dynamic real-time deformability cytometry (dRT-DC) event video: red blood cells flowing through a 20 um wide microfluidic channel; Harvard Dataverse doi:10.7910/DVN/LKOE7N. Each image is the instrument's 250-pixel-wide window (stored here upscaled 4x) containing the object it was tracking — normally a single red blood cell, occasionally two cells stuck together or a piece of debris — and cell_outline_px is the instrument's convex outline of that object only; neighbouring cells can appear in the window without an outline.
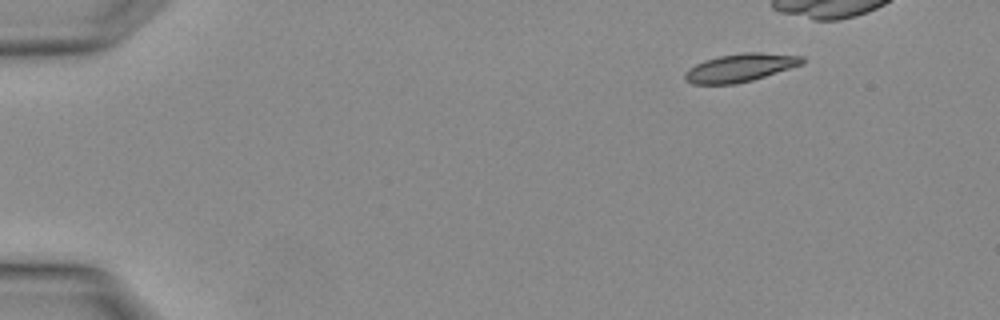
{"species": "Egyptian fruit bat (a non-hibernating species)", "species_latin": "Rousettus aegyptiacus", "temperature_condition": "warm", "stored_images_in_passage": 3, "camera_frame_rate_fps": 3000, "um_per_image_px": 0.085, "animal": {"sex": "female"}, "frame": {"image": 1, "passage_image": 1, "time_ms": 0.0, "image_size_px": [1000, 320], "cell_outline_px": [[804, 64], [752, 80], [736, 84], [692, 84], [684, 80], [684, 72], [688, 68], [704, 60], [720, 56], [744, 52], [760, 52], [804, 56]], "centroid_in_image_um": [62.91, 5.76], "position_along_channel_um": 22.1, "area_um2": 19.31}}